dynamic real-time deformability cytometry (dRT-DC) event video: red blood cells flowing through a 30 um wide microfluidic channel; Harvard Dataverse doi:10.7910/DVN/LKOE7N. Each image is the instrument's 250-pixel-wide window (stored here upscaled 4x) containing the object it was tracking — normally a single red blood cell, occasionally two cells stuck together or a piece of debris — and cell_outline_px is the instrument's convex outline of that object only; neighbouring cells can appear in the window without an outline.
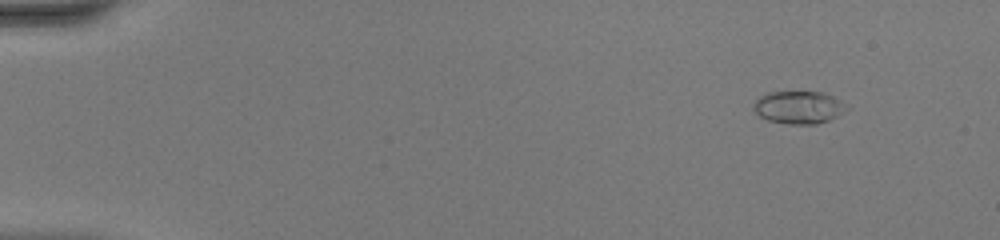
{"species": "common noctule bat (a hibernating species)", "species_latin": "Nyctalus noctula", "temperature_condition": "warm", "stored_images_in_passage": 44, "camera_frame_rate_fps": 3000, "um_per_image_px": 0.085, "animal": {"sex": "female", "body_mass_g": 20.0, "forearm_length_mm": 54.0}, "frame": {"image": 1, "passage_image": 1, "time_ms": 0.0, "image_size_px": [1000, 240], "cell_outline_px": [[848, 108], [844, 112], [828, 120], [816, 124], [788, 124], [768, 120], [760, 116], [752, 108], [752, 104], [760, 96], [768, 92], [824, 92], [848, 104]], "centroid_in_image_um": [67.89, 9.12], "position_along_channel_um": 17.1, "area_um2": 17.74}}
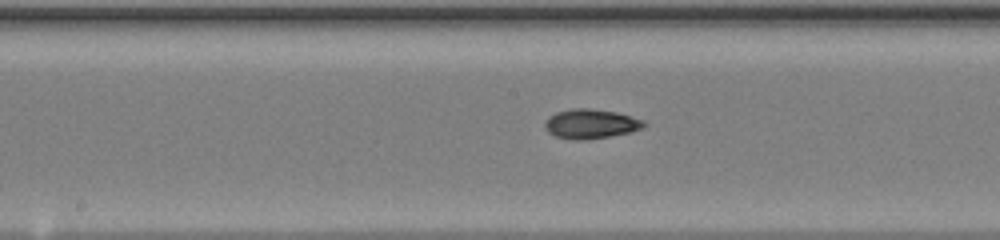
{"frame": {"image": 2, "passage_image": 22, "time_ms": 7.0, "image_size_px": [1000, 240], "cell_outline_px": [[648, 124], [644, 128], [632, 132], [588, 140], [572, 140], [556, 136], [548, 132], [544, 128], [544, 120], [548, 116], [556, 112], [572, 108], [588, 108], [616, 112], [644, 120]], "centroid_in_image_um": [50.21, 10.53], "position_along_channel_um": 198.0, "area_um2": 17.34}}
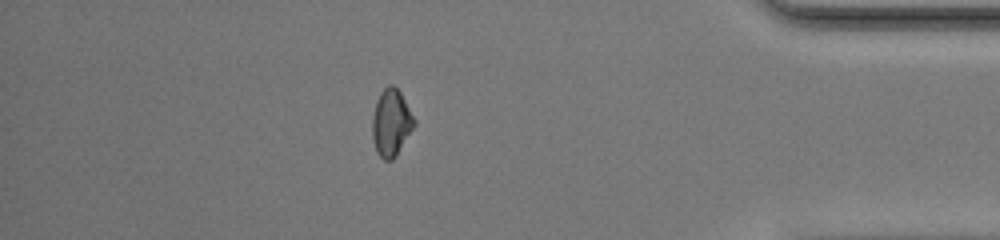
{"frame": {"image": 3, "passage_image": 38, "time_ms": 12.333, "image_size_px": [1000, 240], "cell_outline_px": [[416, 124], [396, 156], [392, 160], [384, 160], [376, 152], [372, 140], [372, 116], [376, 100], [380, 92], [388, 84], [392, 84], [400, 92], [416, 120]], "centroid_in_image_um": [33.24, 10.43], "position_along_channel_um": 402.0, "area_um2": 16.53}, "authors_computed_cell_mechanics": {"area_um2": 16.5308, "velocity_mm_per_s": 4.4347, "shape_relaxation_time_tau1_ms": 5.781, "shape_relaxation_time_tau2_ms": 3.6269, "deformation_change_tau1": 0.2083, "deformation_change_tau2": 0.0734}}